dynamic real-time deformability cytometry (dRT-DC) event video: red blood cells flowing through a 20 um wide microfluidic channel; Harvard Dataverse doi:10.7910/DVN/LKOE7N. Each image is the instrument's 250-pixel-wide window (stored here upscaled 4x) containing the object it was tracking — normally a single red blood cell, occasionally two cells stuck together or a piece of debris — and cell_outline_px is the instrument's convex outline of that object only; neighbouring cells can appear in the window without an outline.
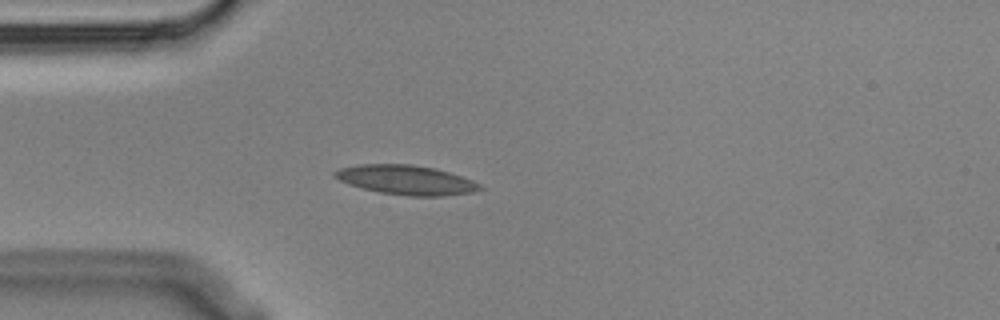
{"species": "Egyptian fruit bat (a non-hibernating species)", "species_latin": "Rousettus aegyptiacus", "temperature_condition": "cold", "stored_images_in_passage": 5, "camera_frame_rate_fps": 3000, "um_per_image_px": 0.085, "animal": {"sex": "male"}, "frame": {"image": 1, "passage_image": 4, "time_ms": 1.0, "image_size_px": [1000, 320], "cell_outline_px": [[484, 188], [472, 192], [444, 196], [408, 196], [380, 192], [348, 184], [332, 176], [332, 172], [340, 168], [360, 164], [412, 164], [432, 168], [448, 172], [472, 180], [480, 184]], "centroid_in_image_um": [34.5, 15.29], "position_along_channel_um": 50.5, "area_um2": 24.74}}